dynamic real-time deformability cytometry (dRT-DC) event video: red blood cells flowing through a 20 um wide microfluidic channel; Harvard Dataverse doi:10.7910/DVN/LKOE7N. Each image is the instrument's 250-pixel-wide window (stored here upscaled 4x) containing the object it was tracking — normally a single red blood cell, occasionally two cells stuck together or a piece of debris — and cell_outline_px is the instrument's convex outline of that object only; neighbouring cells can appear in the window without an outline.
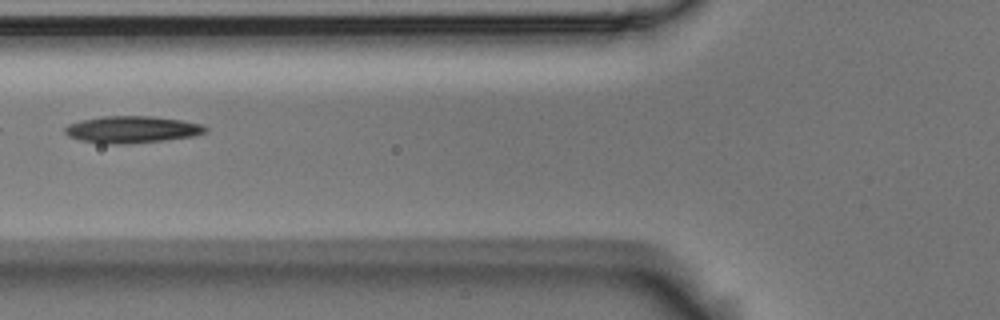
{"species": "Egyptian fruit bat (a non-hibernating species)", "species_latin": "Rousettus aegyptiacus", "temperature_condition": "room temperature", "stored_images_in_passage": 3, "camera_frame_rate_fps": 3000, "um_per_image_px": 0.085, "animal": {"sex": "male"}, "frame": {"image": 1, "passage_image": 3, "time_ms": 0.667, "image_size_px": [1000, 320], "cell_outline_px": [[208, 132], [192, 136], [164, 140], [128, 144], [100, 144], [80, 140], [68, 136], [64, 132], [64, 128], [68, 124], [80, 120], [104, 116], [152, 116], [180, 120], [200, 124], [208, 128]], "centroid_in_image_um": [11.17, 11.01], "position_along_channel_um": 114.6, "area_um2": 22.14}}